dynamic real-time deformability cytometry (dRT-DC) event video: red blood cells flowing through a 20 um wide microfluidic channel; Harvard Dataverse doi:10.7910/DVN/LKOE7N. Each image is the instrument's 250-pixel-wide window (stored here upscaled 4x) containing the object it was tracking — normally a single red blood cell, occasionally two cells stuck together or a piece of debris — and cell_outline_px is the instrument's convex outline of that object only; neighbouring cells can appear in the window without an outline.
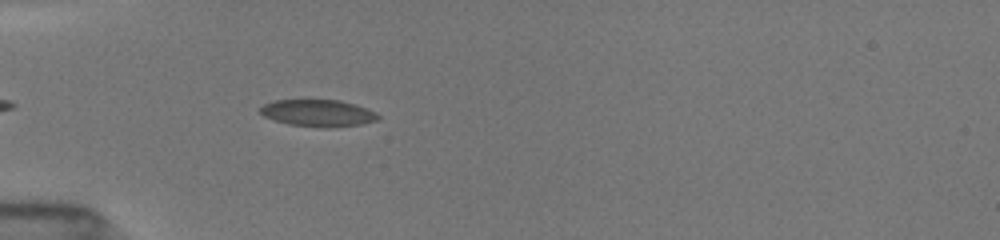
{"species": "common noctule bat (a hibernating species)", "species_latin": "Nyctalus noctula", "temperature_condition": "room temperature", "stored_images_in_passage": 67, "camera_frame_rate_fps": 3000, "um_per_image_px": 0.085, "animal": {"sex": "female", "body_mass_g": 19.5, "forearm_length_mm": 54.1}, "frame": {"image": 1, "passage_image": 11, "time_ms": 1.333, "image_size_px": [1000, 240], "cell_outline_px": [[380, 120], [360, 124], [328, 128], [324, 128], [288, 124], [264, 116], [260, 112], [260, 108], [264, 104], [276, 100], [340, 100], [356, 104], [376, 112], [380, 116]], "centroid_in_image_um": [27.08, 9.61], "position_along_channel_um": 57.9, "area_um2": 18.5}}
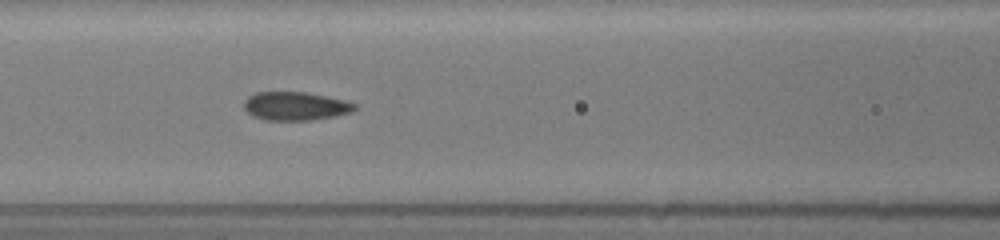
{"frame": {"image": 2, "passage_image": 29, "time_ms": 3.667, "image_size_px": [1000, 240], "cell_outline_px": [[356, 108], [352, 112], [336, 116], [312, 120], [268, 120], [252, 116], [244, 108], [244, 100], [248, 96], [256, 92], [304, 92], [344, 100], [356, 104]], "centroid_in_image_um": [25.1, 9.02], "position_along_channel_um": 141.5, "area_um2": 18.32}}
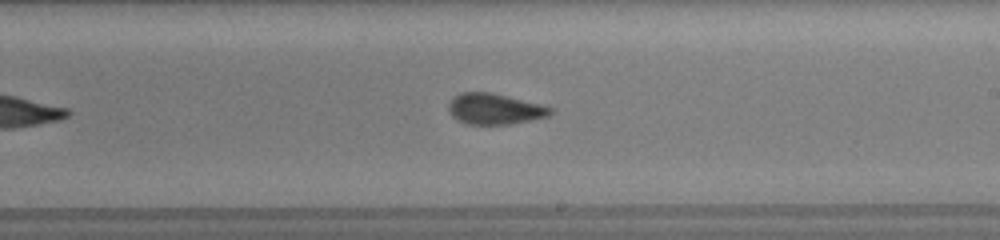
{"frame": {"image": 3, "passage_image": 50, "time_ms": 6.333, "image_size_px": [1000, 240], "cell_outline_px": [[552, 112], [548, 116], [532, 120], [508, 124], [468, 124], [452, 116], [448, 108], [448, 104], [452, 96], [460, 92], [492, 92], [540, 104], [552, 108]], "centroid_in_image_um": [42.02, 9.24], "position_along_channel_um": 247.0, "area_um2": 18.26}}